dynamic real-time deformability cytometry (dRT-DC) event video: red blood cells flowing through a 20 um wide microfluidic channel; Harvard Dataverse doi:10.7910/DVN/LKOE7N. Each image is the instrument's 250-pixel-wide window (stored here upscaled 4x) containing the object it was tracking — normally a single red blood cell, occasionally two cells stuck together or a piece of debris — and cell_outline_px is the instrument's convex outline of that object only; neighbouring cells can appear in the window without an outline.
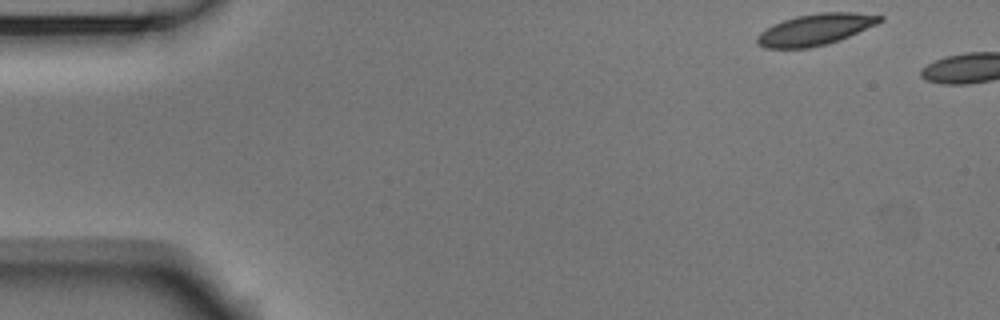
{"species": "Egyptian fruit bat (a non-hibernating species)", "species_latin": "Rousettus aegyptiacus", "temperature_condition": "room temperature", "stored_images_in_passage": 4, "camera_frame_rate_fps": 3000, "um_per_image_px": 0.085, "animal": {"sex": "male"}, "frame": {"image": 1, "passage_image": 1, "time_ms": 0.0, "image_size_px": [1000, 320], "cell_outline_px": [[884, 20], [876, 24], [840, 40], [828, 44], [808, 48], [764, 48], [756, 40], [756, 36], [760, 32], [772, 24], [796, 16], [820, 12], [852, 12], [884, 16]], "centroid_in_image_um": [69.3, 2.5], "position_along_channel_um": 15.7, "area_um2": 22.37}}